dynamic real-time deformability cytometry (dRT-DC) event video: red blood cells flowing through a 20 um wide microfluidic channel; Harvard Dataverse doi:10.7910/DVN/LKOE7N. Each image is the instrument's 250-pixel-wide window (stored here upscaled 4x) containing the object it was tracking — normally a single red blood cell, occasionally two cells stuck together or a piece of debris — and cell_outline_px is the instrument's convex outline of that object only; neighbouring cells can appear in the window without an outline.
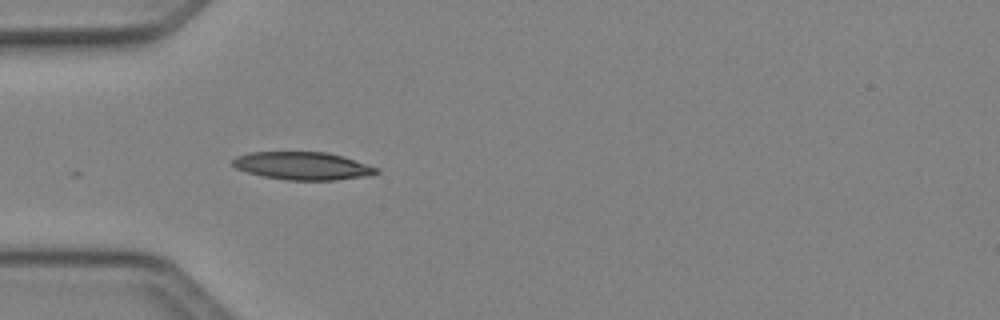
{"species": "Egyptian fruit bat (a non-hibernating species)", "species_latin": "Rousettus aegyptiacus", "temperature_condition": "cold", "stored_images_in_passage": 13, "camera_frame_rate_fps": 3000, "um_per_image_px": 0.085, "animal": {"sex": "female"}, "frame": {"image": 1, "passage_image": 1, "time_ms": 0.0, "image_size_px": [1000, 320], "cell_outline_px": [[380, 172], [368, 176], [336, 180], [284, 180], [264, 176], [248, 172], [236, 168], [232, 164], [232, 160], [236, 156], [252, 152], [328, 152], [344, 156], [380, 168]], "centroid_in_image_um": [25.78, 14.1], "position_along_channel_um": 59.2, "area_um2": 23.47}}
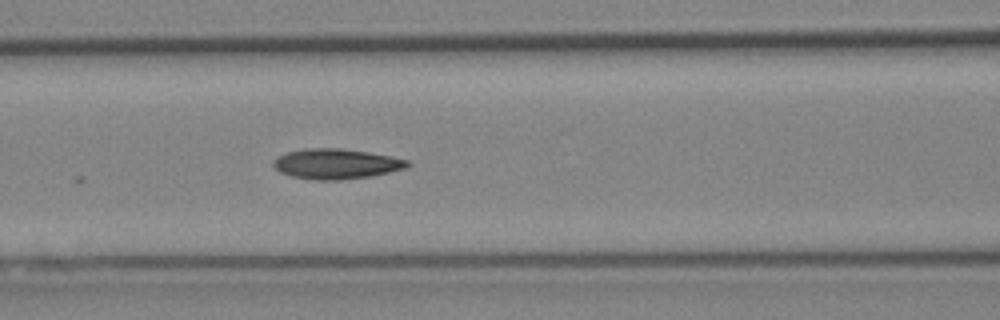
{"frame": {"image": 2, "passage_image": 7, "time_ms": 2.0, "image_size_px": [1000, 320], "cell_outline_px": [[412, 164], [404, 168], [388, 172], [368, 176], [340, 180], [316, 180], [292, 176], [280, 172], [272, 164], [272, 160], [276, 156], [284, 152], [304, 148], [340, 148], [368, 152], [392, 156], [408, 160]], "centroid_in_image_um": [28.52, 13.91], "position_along_channel_um": 138.1, "area_um2": 23.64}}
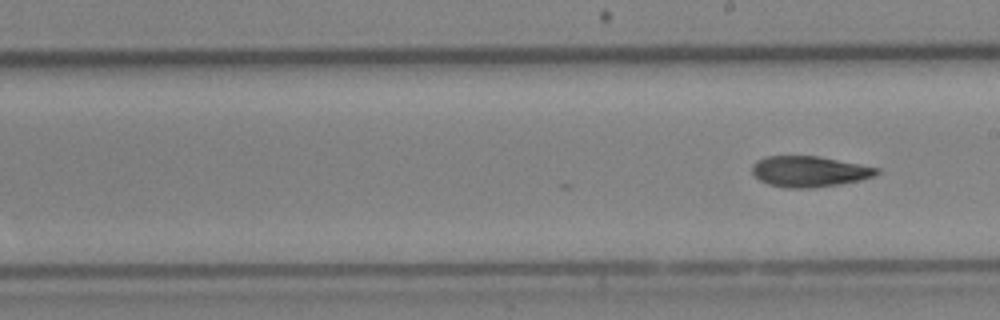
{"frame": {"image": 3, "passage_image": 13, "time_ms": 4.0, "image_size_px": [1000, 320], "cell_outline_px": [[880, 172], [872, 176], [860, 180], [840, 184], [808, 188], [788, 188], [768, 184], [760, 180], [752, 172], [752, 164], [756, 160], [764, 156], [820, 156], [880, 168]], "centroid_in_image_um": [68.77, 14.56], "position_along_channel_um": 220.2, "area_um2": 22.37}}